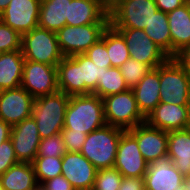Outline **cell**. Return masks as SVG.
I'll use <instances>...</instances> for the list:
<instances>
[{"label": "cell", "mask_w": 190, "mask_h": 190, "mask_svg": "<svg viewBox=\"0 0 190 190\" xmlns=\"http://www.w3.org/2000/svg\"><path fill=\"white\" fill-rule=\"evenodd\" d=\"M104 68L85 54L64 57L57 65L58 89L68 96L92 94Z\"/></svg>", "instance_id": "obj_1"}, {"label": "cell", "mask_w": 190, "mask_h": 190, "mask_svg": "<svg viewBox=\"0 0 190 190\" xmlns=\"http://www.w3.org/2000/svg\"><path fill=\"white\" fill-rule=\"evenodd\" d=\"M106 125L103 100L95 94L70 96L63 129L89 134Z\"/></svg>", "instance_id": "obj_2"}, {"label": "cell", "mask_w": 190, "mask_h": 190, "mask_svg": "<svg viewBox=\"0 0 190 190\" xmlns=\"http://www.w3.org/2000/svg\"><path fill=\"white\" fill-rule=\"evenodd\" d=\"M69 100L70 96L61 91L34 98L32 117L40 139L61 133Z\"/></svg>", "instance_id": "obj_3"}, {"label": "cell", "mask_w": 190, "mask_h": 190, "mask_svg": "<svg viewBox=\"0 0 190 190\" xmlns=\"http://www.w3.org/2000/svg\"><path fill=\"white\" fill-rule=\"evenodd\" d=\"M124 131L121 128L106 124L87 135L80 153L97 170L112 168L116 159L118 143Z\"/></svg>", "instance_id": "obj_4"}, {"label": "cell", "mask_w": 190, "mask_h": 190, "mask_svg": "<svg viewBox=\"0 0 190 190\" xmlns=\"http://www.w3.org/2000/svg\"><path fill=\"white\" fill-rule=\"evenodd\" d=\"M21 51L25 60L57 66L64 58L55 32L40 27L22 35Z\"/></svg>", "instance_id": "obj_5"}, {"label": "cell", "mask_w": 190, "mask_h": 190, "mask_svg": "<svg viewBox=\"0 0 190 190\" xmlns=\"http://www.w3.org/2000/svg\"><path fill=\"white\" fill-rule=\"evenodd\" d=\"M106 124L129 130L145 123L132 89L102 98Z\"/></svg>", "instance_id": "obj_6"}, {"label": "cell", "mask_w": 190, "mask_h": 190, "mask_svg": "<svg viewBox=\"0 0 190 190\" xmlns=\"http://www.w3.org/2000/svg\"><path fill=\"white\" fill-rule=\"evenodd\" d=\"M160 102L190 106V76L169 58L160 65Z\"/></svg>", "instance_id": "obj_7"}, {"label": "cell", "mask_w": 190, "mask_h": 190, "mask_svg": "<svg viewBox=\"0 0 190 190\" xmlns=\"http://www.w3.org/2000/svg\"><path fill=\"white\" fill-rule=\"evenodd\" d=\"M157 10L155 0H116L109 12V24L113 28L144 30Z\"/></svg>", "instance_id": "obj_8"}, {"label": "cell", "mask_w": 190, "mask_h": 190, "mask_svg": "<svg viewBox=\"0 0 190 190\" xmlns=\"http://www.w3.org/2000/svg\"><path fill=\"white\" fill-rule=\"evenodd\" d=\"M109 23H93L81 26L65 25L59 29L57 40L64 57L84 54L102 36Z\"/></svg>", "instance_id": "obj_9"}, {"label": "cell", "mask_w": 190, "mask_h": 190, "mask_svg": "<svg viewBox=\"0 0 190 190\" xmlns=\"http://www.w3.org/2000/svg\"><path fill=\"white\" fill-rule=\"evenodd\" d=\"M125 39L130 58L148 65L151 69L165 63L170 57L141 29L114 28Z\"/></svg>", "instance_id": "obj_10"}, {"label": "cell", "mask_w": 190, "mask_h": 190, "mask_svg": "<svg viewBox=\"0 0 190 190\" xmlns=\"http://www.w3.org/2000/svg\"><path fill=\"white\" fill-rule=\"evenodd\" d=\"M21 86L33 98L56 93L59 91L57 66L25 60Z\"/></svg>", "instance_id": "obj_11"}, {"label": "cell", "mask_w": 190, "mask_h": 190, "mask_svg": "<svg viewBox=\"0 0 190 190\" xmlns=\"http://www.w3.org/2000/svg\"><path fill=\"white\" fill-rule=\"evenodd\" d=\"M148 164L139 150L137 140L127 130L124 131L118 143L113 167L123 177H144Z\"/></svg>", "instance_id": "obj_12"}, {"label": "cell", "mask_w": 190, "mask_h": 190, "mask_svg": "<svg viewBox=\"0 0 190 190\" xmlns=\"http://www.w3.org/2000/svg\"><path fill=\"white\" fill-rule=\"evenodd\" d=\"M41 0H10L0 20L21 36L38 27Z\"/></svg>", "instance_id": "obj_13"}, {"label": "cell", "mask_w": 190, "mask_h": 190, "mask_svg": "<svg viewBox=\"0 0 190 190\" xmlns=\"http://www.w3.org/2000/svg\"><path fill=\"white\" fill-rule=\"evenodd\" d=\"M34 98L22 87L0 91V120L11 126L32 116Z\"/></svg>", "instance_id": "obj_14"}, {"label": "cell", "mask_w": 190, "mask_h": 190, "mask_svg": "<svg viewBox=\"0 0 190 190\" xmlns=\"http://www.w3.org/2000/svg\"><path fill=\"white\" fill-rule=\"evenodd\" d=\"M127 131L137 140L139 150L148 163L167 157V131L151 127L146 122Z\"/></svg>", "instance_id": "obj_15"}, {"label": "cell", "mask_w": 190, "mask_h": 190, "mask_svg": "<svg viewBox=\"0 0 190 190\" xmlns=\"http://www.w3.org/2000/svg\"><path fill=\"white\" fill-rule=\"evenodd\" d=\"M62 175L74 190H92L97 169L80 152H66L62 157Z\"/></svg>", "instance_id": "obj_16"}, {"label": "cell", "mask_w": 190, "mask_h": 190, "mask_svg": "<svg viewBox=\"0 0 190 190\" xmlns=\"http://www.w3.org/2000/svg\"><path fill=\"white\" fill-rule=\"evenodd\" d=\"M10 139L18 162L32 163L41 140L35 119L31 116L13 125Z\"/></svg>", "instance_id": "obj_17"}, {"label": "cell", "mask_w": 190, "mask_h": 190, "mask_svg": "<svg viewBox=\"0 0 190 190\" xmlns=\"http://www.w3.org/2000/svg\"><path fill=\"white\" fill-rule=\"evenodd\" d=\"M145 122L167 132L190 128V106L160 102L147 115Z\"/></svg>", "instance_id": "obj_18"}, {"label": "cell", "mask_w": 190, "mask_h": 190, "mask_svg": "<svg viewBox=\"0 0 190 190\" xmlns=\"http://www.w3.org/2000/svg\"><path fill=\"white\" fill-rule=\"evenodd\" d=\"M144 179L145 190H178L184 185L185 177L166 157L149 163Z\"/></svg>", "instance_id": "obj_19"}, {"label": "cell", "mask_w": 190, "mask_h": 190, "mask_svg": "<svg viewBox=\"0 0 190 190\" xmlns=\"http://www.w3.org/2000/svg\"><path fill=\"white\" fill-rule=\"evenodd\" d=\"M132 91L139 111L146 118L160 103V65L150 69Z\"/></svg>", "instance_id": "obj_20"}, {"label": "cell", "mask_w": 190, "mask_h": 190, "mask_svg": "<svg viewBox=\"0 0 190 190\" xmlns=\"http://www.w3.org/2000/svg\"><path fill=\"white\" fill-rule=\"evenodd\" d=\"M109 23V13L93 0H71L66 25Z\"/></svg>", "instance_id": "obj_21"}, {"label": "cell", "mask_w": 190, "mask_h": 190, "mask_svg": "<svg viewBox=\"0 0 190 190\" xmlns=\"http://www.w3.org/2000/svg\"><path fill=\"white\" fill-rule=\"evenodd\" d=\"M167 157L184 176H190V128L168 132Z\"/></svg>", "instance_id": "obj_22"}, {"label": "cell", "mask_w": 190, "mask_h": 190, "mask_svg": "<svg viewBox=\"0 0 190 190\" xmlns=\"http://www.w3.org/2000/svg\"><path fill=\"white\" fill-rule=\"evenodd\" d=\"M167 17L173 58L183 47L190 45V10L187 3L167 13Z\"/></svg>", "instance_id": "obj_23"}, {"label": "cell", "mask_w": 190, "mask_h": 190, "mask_svg": "<svg viewBox=\"0 0 190 190\" xmlns=\"http://www.w3.org/2000/svg\"><path fill=\"white\" fill-rule=\"evenodd\" d=\"M5 190H39L32 163L18 162L0 176Z\"/></svg>", "instance_id": "obj_24"}, {"label": "cell", "mask_w": 190, "mask_h": 190, "mask_svg": "<svg viewBox=\"0 0 190 190\" xmlns=\"http://www.w3.org/2000/svg\"><path fill=\"white\" fill-rule=\"evenodd\" d=\"M24 61L21 50L0 54V91L21 86Z\"/></svg>", "instance_id": "obj_25"}, {"label": "cell", "mask_w": 190, "mask_h": 190, "mask_svg": "<svg viewBox=\"0 0 190 190\" xmlns=\"http://www.w3.org/2000/svg\"><path fill=\"white\" fill-rule=\"evenodd\" d=\"M71 0H41L38 27L57 32L66 25Z\"/></svg>", "instance_id": "obj_26"}, {"label": "cell", "mask_w": 190, "mask_h": 190, "mask_svg": "<svg viewBox=\"0 0 190 190\" xmlns=\"http://www.w3.org/2000/svg\"><path fill=\"white\" fill-rule=\"evenodd\" d=\"M144 31L156 45L172 58V43L167 13L157 10Z\"/></svg>", "instance_id": "obj_27"}, {"label": "cell", "mask_w": 190, "mask_h": 190, "mask_svg": "<svg viewBox=\"0 0 190 190\" xmlns=\"http://www.w3.org/2000/svg\"><path fill=\"white\" fill-rule=\"evenodd\" d=\"M105 45L111 67H120L130 58V52L124 37L110 24L105 29Z\"/></svg>", "instance_id": "obj_28"}, {"label": "cell", "mask_w": 190, "mask_h": 190, "mask_svg": "<svg viewBox=\"0 0 190 190\" xmlns=\"http://www.w3.org/2000/svg\"><path fill=\"white\" fill-rule=\"evenodd\" d=\"M128 86L119 67L104 68V73L97 81L96 90L92 93L101 99L128 90Z\"/></svg>", "instance_id": "obj_29"}, {"label": "cell", "mask_w": 190, "mask_h": 190, "mask_svg": "<svg viewBox=\"0 0 190 190\" xmlns=\"http://www.w3.org/2000/svg\"><path fill=\"white\" fill-rule=\"evenodd\" d=\"M32 165L39 186L51 178L62 175V157L36 156Z\"/></svg>", "instance_id": "obj_30"}, {"label": "cell", "mask_w": 190, "mask_h": 190, "mask_svg": "<svg viewBox=\"0 0 190 190\" xmlns=\"http://www.w3.org/2000/svg\"><path fill=\"white\" fill-rule=\"evenodd\" d=\"M119 69L128 88L132 89L144 78L151 68L133 58H129Z\"/></svg>", "instance_id": "obj_31"}, {"label": "cell", "mask_w": 190, "mask_h": 190, "mask_svg": "<svg viewBox=\"0 0 190 190\" xmlns=\"http://www.w3.org/2000/svg\"><path fill=\"white\" fill-rule=\"evenodd\" d=\"M122 177L114 167L97 170L92 190H119Z\"/></svg>", "instance_id": "obj_32"}, {"label": "cell", "mask_w": 190, "mask_h": 190, "mask_svg": "<svg viewBox=\"0 0 190 190\" xmlns=\"http://www.w3.org/2000/svg\"><path fill=\"white\" fill-rule=\"evenodd\" d=\"M67 152L61 133L41 139L37 156L63 157Z\"/></svg>", "instance_id": "obj_33"}, {"label": "cell", "mask_w": 190, "mask_h": 190, "mask_svg": "<svg viewBox=\"0 0 190 190\" xmlns=\"http://www.w3.org/2000/svg\"><path fill=\"white\" fill-rule=\"evenodd\" d=\"M22 36L0 20V54L21 50Z\"/></svg>", "instance_id": "obj_34"}, {"label": "cell", "mask_w": 190, "mask_h": 190, "mask_svg": "<svg viewBox=\"0 0 190 190\" xmlns=\"http://www.w3.org/2000/svg\"><path fill=\"white\" fill-rule=\"evenodd\" d=\"M94 64L105 65V68L111 67V62L105 45V30L101 38L93 44L85 53Z\"/></svg>", "instance_id": "obj_35"}, {"label": "cell", "mask_w": 190, "mask_h": 190, "mask_svg": "<svg viewBox=\"0 0 190 190\" xmlns=\"http://www.w3.org/2000/svg\"><path fill=\"white\" fill-rule=\"evenodd\" d=\"M16 163H18V160L15 150L11 139H8L0 145V176Z\"/></svg>", "instance_id": "obj_36"}, {"label": "cell", "mask_w": 190, "mask_h": 190, "mask_svg": "<svg viewBox=\"0 0 190 190\" xmlns=\"http://www.w3.org/2000/svg\"><path fill=\"white\" fill-rule=\"evenodd\" d=\"M61 135L63 136L67 152H80L87 137V134L73 132L71 129H63Z\"/></svg>", "instance_id": "obj_37"}, {"label": "cell", "mask_w": 190, "mask_h": 190, "mask_svg": "<svg viewBox=\"0 0 190 190\" xmlns=\"http://www.w3.org/2000/svg\"><path fill=\"white\" fill-rule=\"evenodd\" d=\"M41 190H74L71 183L63 176L59 175L45 181L41 186Z\"/></svg>", "instance_id": "obj_38"}, {"label": "cell", "mask_w": 190, "mask_h": 190, "mask_svg": "<svg viewBox=\"0 0 190 190\" xmlns=\"http://www.w3.org/2000/svg\"><path fill=\"white\" fill-rule=\"evenodd\" d=\"M119 190H145L144 177H122Z\"/></svg>", "instance_id": "obj_39"}, {"label": "cell", "mask_w": 190, "mask_h": 190, "mask_svg": "<svg viewBox=\"0 0 190 190\" xmlns=\"http://www.w3.org/2000/svg\"><path fill=\"white\" fill-rule=\"evenodd\" d=\"M173 58L190 76V45L183 47Z\"/></svg>", "instance_id": "obj_40"}, {"label": "cell", "mask_w": 190, "mask_h": 190, "mask_svg": "<svg viewBox=\"0 0 190 190\" xmlns=\"http://www.w3.org/2000/svg\"><path fill=\"white\" fill-rule=\"evenodd\" d=\"M158 10L169 13L186 3V0H155Z\"/></svg>", "instance_id": "obj_41"}, {"label": "cell", "mask_w": 190, "mask_h": 190, "mask_svg": "<svg viewBox=\"0 0 190 190\" xmlns=\"http://www.w3.org/2000/svg\"><path fill=\"white\" fill-rule=\"evenodd\" d=\"M12 126L8 123H5L3 120H0V145L10 139L11 137Z\"/></svg>", "instance_id": "obj_42"}, {"label": "cell", "mask_w": 190, "mask_h": 190, "mask_svg": "<svg viewBox=\"0 0 190 190\" xmlns=\"http://www.w3.org/2000/svg\"><path fill=\"white\" fill-rule=\"evenodd\" d=\"M102 6L108 13L113 9L116 0H93Z\"/></svg>", "instance_id": "obj_43"}, {"label": "cell", "mask_w": 190, "mask_h": 190, "mask_svg": "<svg viewBox=\"0 0 190 190\" xmlns=\"http://www.w3.org/2000/svg\"><path fill=\"white\" fill-rule=\"evenodd\" d=\"M10 0H0V14L6 9Z\"/></svg>", "instance_id": "obj_44"}, {"label": "cell", "mask_w": 190, "mask_h": 190, "mask_svg": "<svg viewBox=\"0 0 190 190\" xmlns=\"http://www.w3.org/2000/svg\"><path fill=\"white\" fill-rule=\"evenodd\" d=\"M184 185L190 189V176L185 177Z\"/></svg>", "instance_id": "obj_45"}, {"label": "cell", "mask_w": 190, "mask_h": 190, "mask_svg": "<svg viewBox=\"0 0 190 190\" xmlns=\"http://www.w3.org/2000/svg\"><path fill=\"white\" fill-rule=\"evenodd\" d=\"M178 190H190V189H188L185 185H183L180 189H178Z\"/></svg>", "instance_id": "obj_46"}, {"label": "cell", "mask_w": 190, "mask_h": 190, "mask_svg": "<svg viewBox=\"0 0 190 190\" xmlns=\"http://www.w3.org/2000/svg\"><path fill=\"white\" fill-rule=\"evenodd\" d=\"M186 3H187L189 10H190V0H186Z\"/></svg>", "instance_id": "obj_47"}, {"label": "cell", "mask_w": 190, "mask_h": 190, "mask_svg": "<svg viewBox=\"0 0 190 190\" xmlns=\"http://www.w3.org/2000/svg\"><path fill=\"white\" fill-rule=\"evenodd\" d=\"M0 190H5L4 187L2 186L1 181H0Z\"/></svg>", "instance_id": "obj_48"}]
</instances>
